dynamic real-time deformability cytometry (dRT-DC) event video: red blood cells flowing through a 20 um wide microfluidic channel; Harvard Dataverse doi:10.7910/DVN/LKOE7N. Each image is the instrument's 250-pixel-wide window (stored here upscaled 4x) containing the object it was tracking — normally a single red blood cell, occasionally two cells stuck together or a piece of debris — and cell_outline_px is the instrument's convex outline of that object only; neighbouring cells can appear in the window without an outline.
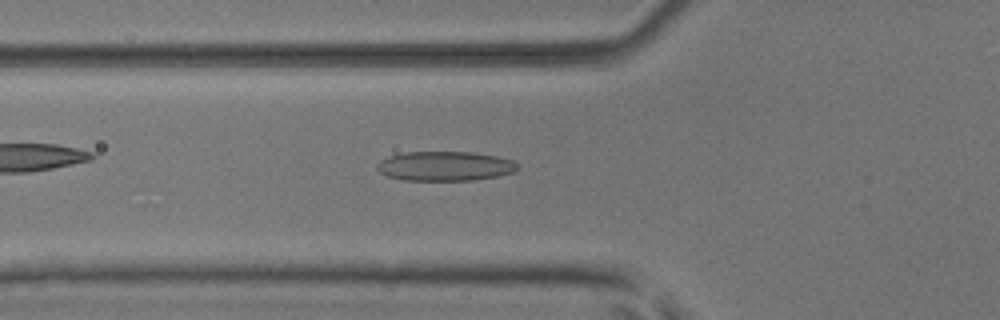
{"species": "common noctule bat (a hibernating species)", "species_latin": "Nyctalus noctula", "temperature_condition": "room temperature", "stored_images_in_passage": 30, "camera_frame_rate_fps": 3000, "um_per_image_px": 0.085, "animal": {"sex": "male", "body_mass_g": 17.9, "forearm_length_mm": 54.2}, "frame": {"image": 1, "passage_image": 2, "time_ms": 0.333, "image_size_px": [1000, 320], "cell_outline_px": [[520, 168], [512, 172], [500, 176], [472, 180], [404, 180], [388, 176], [380, 172], [376, 168], [376, 164], [380, 160], [388, 156], [404, 152], [472, 152], [496, 156], [512, 160]], "centroid_in_image_um": [37.81, 14.11], "position_along_channel_um": 88.0, "area_um2": 24.16}}
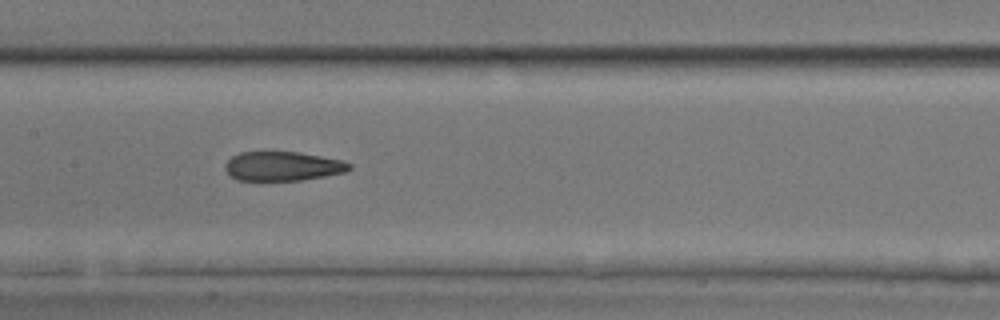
{"frame": {"image": 2, "passage_image": 9, "time_ms": 2.667, "image_size_px": [1000, 320], "cell_outline_px": [[352, 168], [344, 172], [324, 176], [300, 180], [236, 180], [228, 176], [224, 168], [224, 164], [232, 156], [240, 152], [300, 152], [340, 160], [352, 164]], "centroid_in_image_um": [23.98, 14.13], "position_along_channel_um": 183.4, "area_um2": 21.15}}
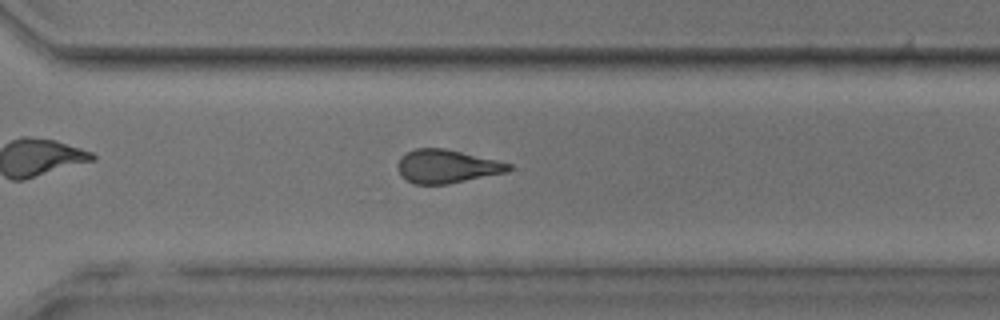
{"frame": {"image": 3, "passage_image": 20, "time_ms": 6.333, "image_size_px": [1000, 320], "cell_outline_px": [[512, 168], [508, 172], [448, 184], [416, 184], [408, 180], [396, 168], [396, 164], [400, 156], [416, 148], [444, 148], [496, 160], [512, 164]], "centroid_in_image_um": [37.98, 14.14], "position_along_channel_um": 332.6, "area_um2": 21.5}}